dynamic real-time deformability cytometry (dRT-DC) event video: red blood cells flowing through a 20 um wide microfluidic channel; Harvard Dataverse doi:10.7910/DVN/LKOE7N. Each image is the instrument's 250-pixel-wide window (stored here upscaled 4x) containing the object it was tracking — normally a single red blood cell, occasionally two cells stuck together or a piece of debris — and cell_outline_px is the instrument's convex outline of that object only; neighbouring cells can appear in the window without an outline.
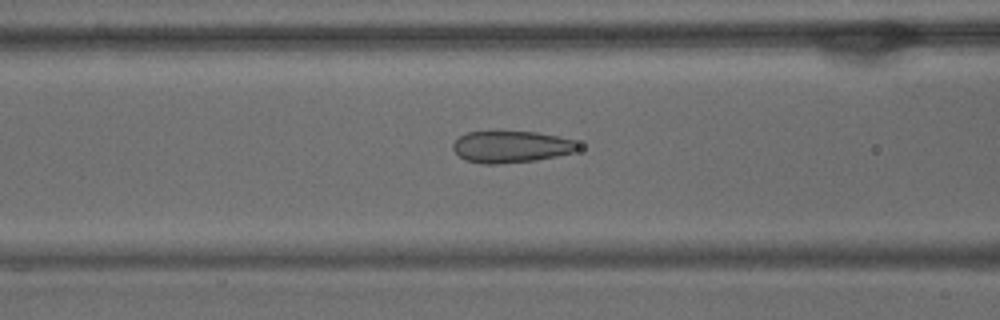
{"species": "common noctule bat (a hibernating species)", "species_latin": "Nyctalus noctula", "temperature_condition": "warm", "stored_images_in_passage": 56, "camera_frame_rate_fps": 3000, "um_per_image_px": 0.085, "animal": {"sex": "male", "body_mass_g": 15.6}, "frame": {"image": 1, "passage_image": 22, "time_ms": 7.0, "image_size_px": [1000, 320], "cell_outline_px": [[580, 148], [572, 152], [556, 156], [536, 160], [500, 164], [484, 164], [464, 160], [452, 148], [452, 144], [460, 136], [468, 132], [536, 132], [556, 136], [572, 140], [580, 144]], "centroid_in_image_um": [43.43, 12.49], "position_along_channel_um": 123.2, "area_um2": 22.95}}
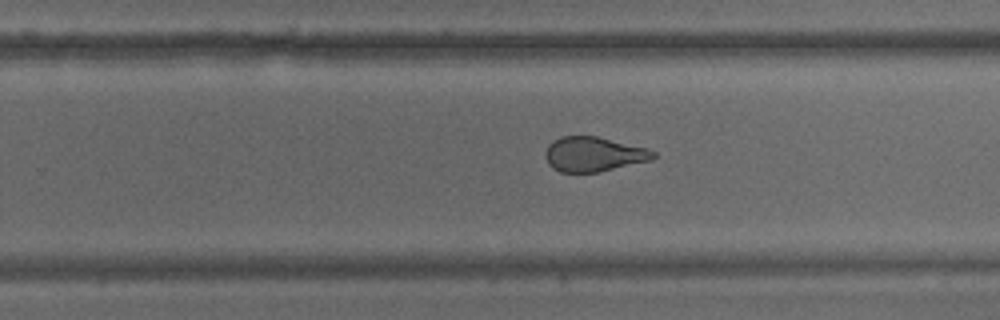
{"frame": {"image": 2, "passage_image": 35, "time_ms": 11.333, "image_size_px": [1000, 320], "cell_outline_px": [[656, 156], [652, 160], [600, 172], [560, 172], [552, 168], [548, 164], [544, 156], [544, 152], [548, 144], [552, 140], [560, 136], [596, 136], [648, 148], [656, 152]], "centroid_in_image_um": [50.44, 13.11], "position_along_channel_um": 279.4, "area_um2": 22.14}}
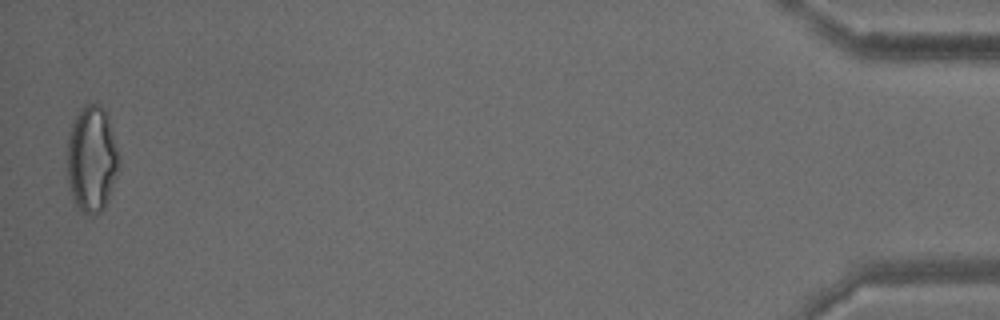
{"frame": {"image": 3, "passage_image": 55, "time_ms": 18.0, "image_size_px": [1000, 320], "cell_outline_px": [[120, 168], [108, 200], [104, 208], [100, 212], [92, 216], [88, 216], [80, 212], [76, 208], [72, 200], [68, 188], [68, 136], [72, 120], [80, 108], [84, 104], [100, 104], [108, 112], [120, 156]], "centroid_in_image_um": [7.82, 13.53], "position_along_channel_um": 427.4, "area_um2": 33.23}, "authors_computed_cell_mechanics": {"area_um2": 26.0967, "velocity_mm_per_s": 3.6115, "shape_relaxation_time_tau1_ms": null, "shape_relaxation_time_tau2_ms": 1.002, "deformation_change_tau1": null, "deformation_change_tau2": 0.0773}}